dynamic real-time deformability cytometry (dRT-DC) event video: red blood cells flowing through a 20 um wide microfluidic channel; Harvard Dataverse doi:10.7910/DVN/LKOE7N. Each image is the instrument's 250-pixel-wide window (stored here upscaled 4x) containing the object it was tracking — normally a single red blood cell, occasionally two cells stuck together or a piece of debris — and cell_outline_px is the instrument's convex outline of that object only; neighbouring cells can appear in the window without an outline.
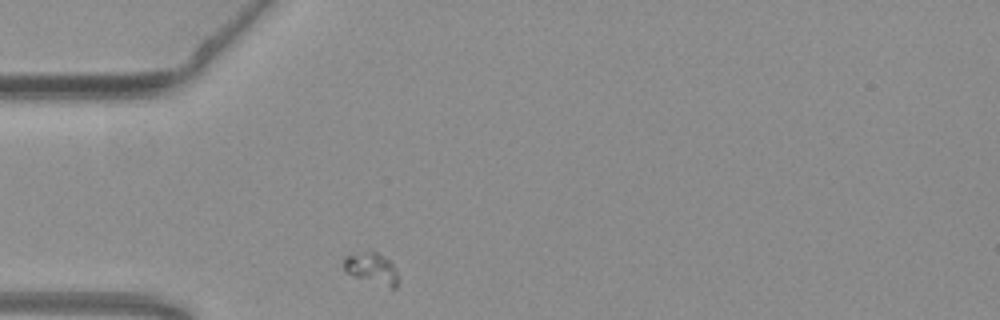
{"species": "common noctule bat (a hibernating species)", "species_latin": "Nyctalus noctula", "temperature_condition": "warm", "stored_images_in_passage": 42, "camera_frame_rate_fps": 3000, "um_per_image_px": 0.085, "animal": {"sex": "female", "body_mass_g": 19.3, "forearm_length_mm": 54.1}, "frame": {"image": 1, "passage_image": 1, "time_ms": 0.0, "image_size_px": [1000, 320], "cell_outline_px": [[400, 280], [396, 288], [392, 288], [352, 276], [344, 268], [344, 256], [372, 248], [392, 260], [400, 276]], "centroid_in_image_um": [31.67, 22.77], "position_along_channel_um": 53.3, "area_um2": 10.58}}
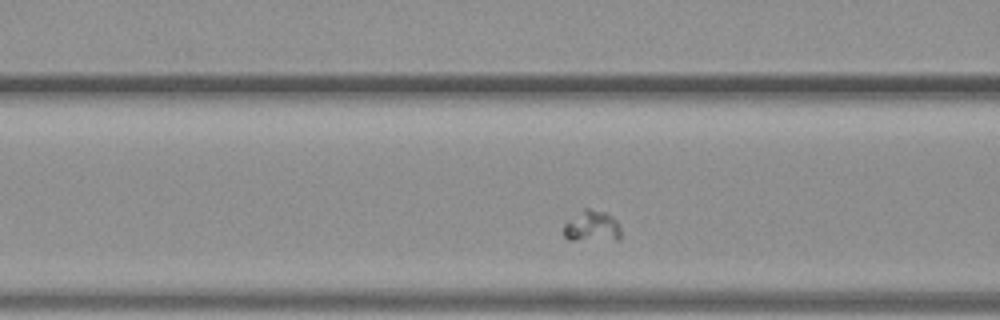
{"frame": {"image": 2, "passage_image": 7, "time_ms": 2.0, "image_size_px": [1000, 320], "cell_outline_px": [[620, 240], [568, 240], [564, 236], [564, 224], [584, 208], [588, 208], [604, 212], [612, 216], [616, 220], [620, 228]], "centroid_in_image_um": [50.32, 19.25], "position_along_channel_um": 116.3, "area_um2": 10.4}}
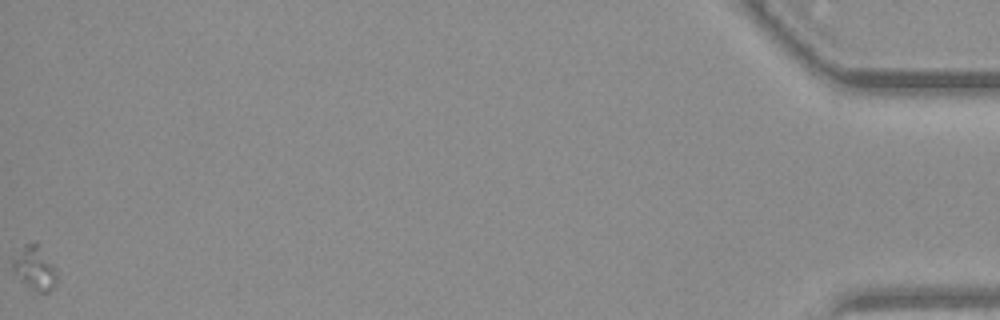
{"frame": {"image": 3, "passage_image": 42, "time_ms": 13.667, "image_size_px": [1000, 320], "cell_outline_px": [[56, 284], [48, 292], [36, 292], [12, 272], [12, 260], [24, 244], [36, 244], [56, 272]], "centroid_in_image_um": [2.9, 22.84], "position_along_channel_um": 432.3, "area_um2": 10.58}}